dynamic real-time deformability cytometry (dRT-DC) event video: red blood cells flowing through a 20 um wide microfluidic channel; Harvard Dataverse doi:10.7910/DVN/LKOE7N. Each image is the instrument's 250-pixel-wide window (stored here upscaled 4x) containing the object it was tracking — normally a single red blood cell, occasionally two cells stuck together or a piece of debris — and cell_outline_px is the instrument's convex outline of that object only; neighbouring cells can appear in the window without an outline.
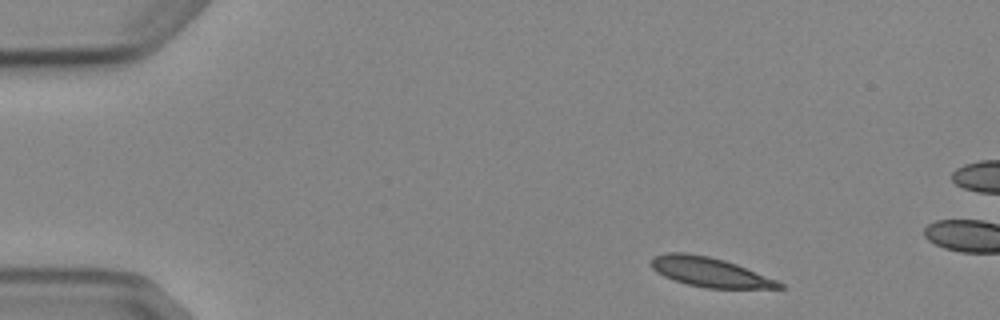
{"species": "Egyptian fruit bat (a non-hibernating species)", "species_latin": "Rousettus aegyptiacus", "temperature_condition": "cold", "stored_images_in_passage": 4, "camera_frame_rate_fps": 3000, "um_per_image_px": 0.085, "animal": {"sex": "female"}, "frame": {"image": 1, "passage_image": 1, "time_ms": 0.0, "image_size_px": [1000, 320], "cell_outline_px": [[784, 288], [704, 288], [688, 284], [664, 276], [656, 272], [648, 264], [652, 256], [668, 252], [684, 252], [708, 256], [724, 260], [736, 264], [776, 280], [784, 284]], "centroid_in_image_um": [60.27, 23.11], "position_along_channel_um": 24.7, "area_um2": 21.91}}